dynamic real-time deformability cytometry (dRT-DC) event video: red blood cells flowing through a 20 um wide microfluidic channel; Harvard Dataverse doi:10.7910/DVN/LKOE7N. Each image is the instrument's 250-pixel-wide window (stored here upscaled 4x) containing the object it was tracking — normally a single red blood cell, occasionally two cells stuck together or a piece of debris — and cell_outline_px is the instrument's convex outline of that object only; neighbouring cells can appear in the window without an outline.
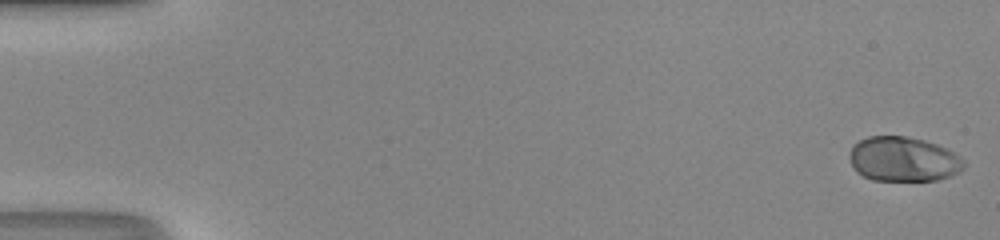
{"species": "human", "species_latin": "Homo sapiens", "temperature_condition": "room temperature", "stored_images_in_passage": 50, "camera_frame_rate_fps": 3000, "um_per_image_px": 0.085, "donor": {"sex": "male"}, "frame": {"image": 1, "passage_image": 1, "time_ms": 0.0, "image_size_px": [1000, 240], "cell_outline_px": [[964, 168], [960, 172], [936, 180], [872, 180], [856, 172], [852, 164], [852, 144], [868, 136], [904, 136], [924, 140], [936, 144], [960, 156], [964, 160]], "centroid_in_image_um": [76.8, 13.53], "position_along_channel_um": 8.2, "area_um2": 29.48}}
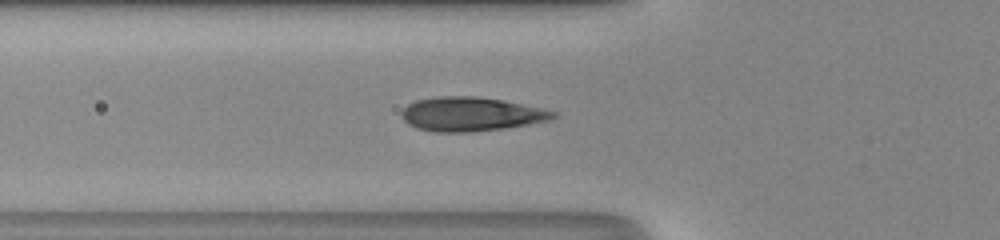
{"frame": {"image": 2, "passage_image": 19, "time_ms": 6.0, "image_size_px": [1000, 240], "cell_outline_px": [[556, 116], [552, 120], [504, 128], [472, 132], [432, 132], [416, 128], [408, 124], [400, 116], [400, 112], [408, 104], [416, 100], [440, 96], [476, 96], [500, 100], [540, 108], [556, 112]], "centroid_in_image_um": [39.98, 9.71], "position_along_channel_um": 85.8, "area_um2": 30.0}}
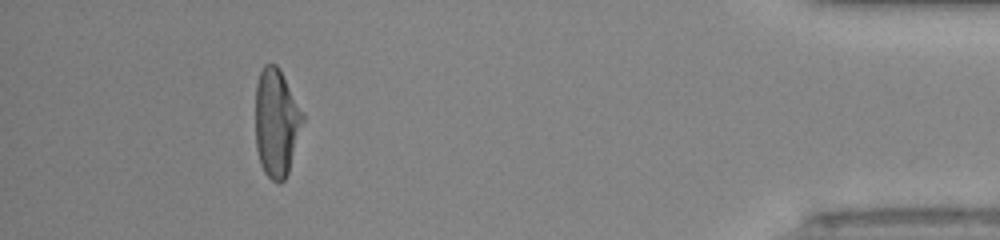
{"frame": {"image": 3, "passage_image": 46, "time_ms": 15.0, "image_size_px": [1000, 240], "cell_outline_px": [[304, 120], [288, 172], [284, 180], [280, 184], [276, 184], [264, 172], [260, 164], [256, 148], [256, 84], [260, 72], [264, 64], [276, 64], [304, 116]], "centroid_in_image_um": [23.47, 10.48], "position_along_channel_um": 411.7, "area_um2": 29.36}, "authors_computed_cell_mechanics": {"area_um2": 29.7092, "velocity_mm_per_s": 4.2537, "shape_relaxation_time_tau1_ms": 3.9092, "shape_relaxation_time_tau2_ms": null, "deformation_change_tau1": 0.194, "deformation_change_tau2": null}}